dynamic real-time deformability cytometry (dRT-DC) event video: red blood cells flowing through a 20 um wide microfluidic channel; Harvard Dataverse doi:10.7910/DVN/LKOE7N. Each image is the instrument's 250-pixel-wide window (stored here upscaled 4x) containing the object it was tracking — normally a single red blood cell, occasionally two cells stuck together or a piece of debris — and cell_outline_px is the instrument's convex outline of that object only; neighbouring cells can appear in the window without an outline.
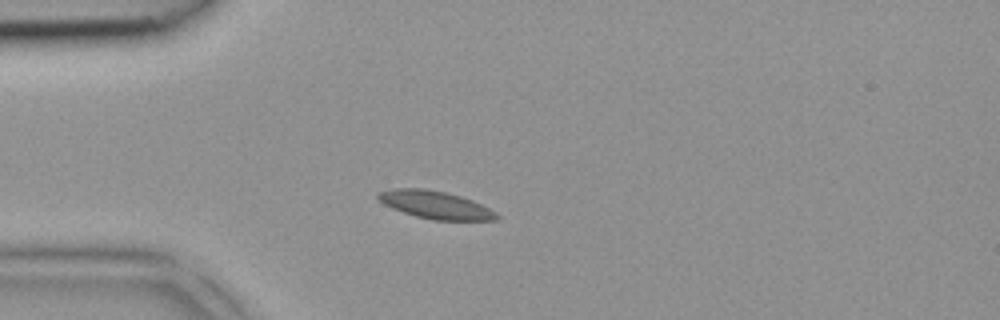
{"species": "common noctule bat (a hibernating species)", "species_latin": "Nyctalus noctula", "temperature_condition": "room temperature", "stored_images_in_passage": 1, "camera_frame_rate_fps": 3000, "um_per_image_px": 0.085, "animal": {"sex": "female", "body_mass_g": 18.4}, "frame": {"image": 1, "passage_image": 1, "time_ms": 0.0, "image_size_px": [1000, 320], "cell_outline_px": [[500, 220], [432, 220], [416, 216], [392, 208], [384, 204], [376, 196], [376, 192], [392, 188], [424, 188], [444, 192], [460, 196], [472, 200], [496, 212], [500, 216]], "centroid_in_image_um": [37.0, 17.41], "position_along_channel_um": 48.0, "area_um2": 19.13}}